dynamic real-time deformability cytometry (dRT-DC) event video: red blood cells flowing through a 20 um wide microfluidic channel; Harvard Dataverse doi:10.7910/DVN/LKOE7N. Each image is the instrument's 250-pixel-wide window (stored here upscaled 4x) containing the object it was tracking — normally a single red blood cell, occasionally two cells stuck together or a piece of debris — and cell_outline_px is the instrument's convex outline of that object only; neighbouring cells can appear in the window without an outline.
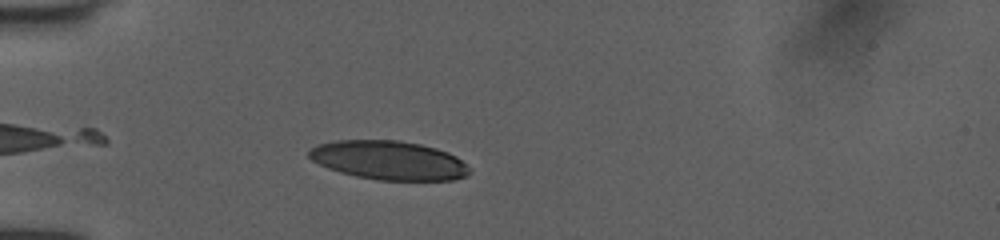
{"species": "human", "species_latin": "Homo sapiens", "temperature_condition": "room temperature", "stored_images_in_passage": 33, "camera_frame_rate_fps": 3000, "um_per_image_px": 0.085, "donor": {"sex": "female"}, "frame": {"image": 1, "passage_image": 4, "time_ms": 1.0, "image_size_px": [1000, 240], "cell_outline_px": [[472, 172], [464, 176], [452, 180], [376, 180], [356, 176], [340, 172], [328, 168], [312, 160], [308, 156], [308, 148], [316, 144], [336, 140], [396, 140], [420, 144], [436, 148], [448, 152], [456, 156]], "centroid_in_image_um": [33.0, 13.62], "position_along_channel_um": 52.0, "area_um2": 36.41}}
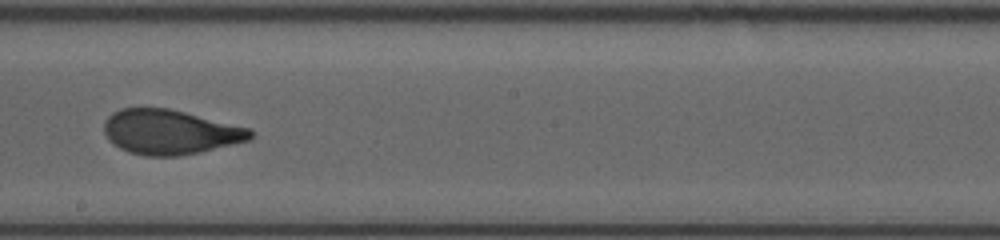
{"frame": {"image": 2, "passage_image": 19, "time_ms": 6.0, "image_size_px": [1000, 240], "cell_outline_px": [[252, 136], [248, 140], [200, 152], [180, 156], [144, 156], [128, 152], [112, 144], [108, 140], [104, 132], [104, 120], [112, 112], [120, 108], [168, 108], [248, 128], [252, 132]], "centroid_in_image_um": [14.37, 11.23], "position_along_channel_um": 233.8, "area_um2": 37.92}}
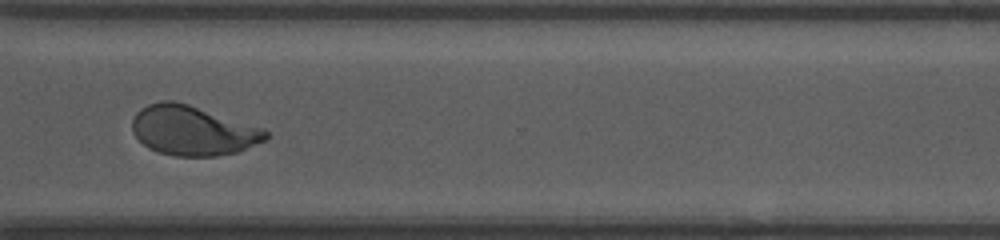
{"frame": {"image": 3, "passage_image": 28, "time_ms": 9.0, "image_size_px": [1000, 240], "cell_outline_px": [[268, 140], [236, 152], [216, 156], [176, 156], [160, 152], [148, 148], [132, 132], [132, 120], [136, 112], [140, 108], [148, 104], [160, 100], [172, 100], [188, 104], [264, 128], [268, 132]], "centroid_in_image_um": [16.39, 11.09], "position_along_channel_um": 354.2, "area_um2": 38.67}, "authors_computed_cell_mechanics": {"area_um2": 38.6682, "velocity_mm_per_s": 4.0422, "shape_relaxation_time_tau1_ms": 4.2794, "shape_relaxation_time_tau2_ms": 0.8145, "deformation_change_tau1": 0.1869, "deformation_change_tau2": 0.0685}}